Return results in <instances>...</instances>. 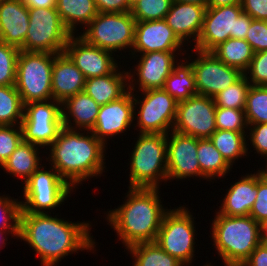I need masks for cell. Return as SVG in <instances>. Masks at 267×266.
Wrapping results in <instances>:
<instances>
[{
  "label": "cell",
  "instance_id": "1",
  "mask_svg": "<svg viewBox=\"0 0 267 266\" xmlns=\"http://www.w3.org/2000/svg\"><path fill=\"white\" fill-rule=\"evenodd\" d=\"M90 223L68 222L48 213H21L19 237L39 255L41 266H57L68 254L94 250Z\"/></svg>",
  "mask_w": 267,
  "mask_h": 266
},
{
  "label": "cell",
  "instance_id": "2",
  "mask_svg": "<svg viewBox=\"0 0 267 266\" xmlns=\"http://www.w3.org/2000/svg\"><path fill=\"white\" fill-rule=\"evenodd\" d=\"M86 133L63 127L48 147L49 163L72 188L89 177H101L105 168L107 146L91 131Z\"/></svg>",
  "mask_w": 267,
  "mask_h": 266
},
{
  "label": "cell",
  "instance_id": "3",
  "mask_svg": "<svg viewBox=\"0 0 267 266\" xmlns=\"http://www.w3.org/2000/svg\"><path fill=\"white\" fill-rule=\"evenodd\" d=\"M159 188L129 187L127 199L117 209L108 211L107 222L126 248L156 241L165 213Z\"/></svg>",
  "mask_w": 267,
  "mask_h": 266
},
{
  "label": "cell",
  "instance_id": "4",
  "mask_svg": "<svg viewBox=\"0 0 267 266\" xmlns=\"http://www.w3.org/2000/svg\"><path fill=\"white\" fill-rule=\"evenodd\" d=\"M212 239L225 266H241L262 242L260 224L249 216H224L216 212Z\"/></svg>",
  "mask_w": 267,
  "mask_h": 266
},
{
  "label": "cell",
  "instance_id": "5",
  "mask_svg": "<svg viewBox=\"0 0 267 266\" xmlns=\"http://www.w3.org/2000/svg\"><path fill=\"white\" fill-rule=\"evenodd\" d=\"M130 158L129 187L159 188L167 181L166 134H139Z\"/></svg>",
  "mask_w": 267,
  "mask_h": 266
},
{
  "label": "cell",
  "instance_id": "6",
  "mask_svg": "<svg viewBox=\"0 0 267 266\" xmlns=\"http://www.w3.org/2000/svg\"><path fill=\"white\" fill-rule=\"evenodd\" d=\"M57 54L22 51L18 54L15 88L23 104L52 100V66Z\"/></svg>",
  "mask_w": 267,
  "mask_h": 266
},
{
  "label": "cell",
  "instance_id": "7",
  "mask_svg": "<svg viewBox=\"0 0 267 266\" xmlns=\"http://www.w3.org/2000/svg\"><path fill=\"white\" fill-rule=\"evenodd\" d=\"M252 20L243 12L241 4L207 7L202 30L193 49L211 52L229 38L245 39Z\"/></svg>",
  "mask_w": 267,
  "mask_h": 266
},
{
  "label": "cell",
  "instance_id": "8",
  "mask_svg": "<svg viewBox=\"0 0 267 266\" xmlns=\"http://www.w3.org/2000/svg\"><path fill=\"white\" fill-rule=\"evenodd\" d=\"M43 167L40 166L24 182L21 213H48L70 196L69 193L73 188L52 166L48 171Z\"/></svg>",
  "mask_w": 267,
  "mask_h": 266
},
{
  "label": "cell",
  "instance_id": "9",
  "mask_svg": "<svg viewBox=\"0 0 267 266\" xmlns=\"http://www.w3.org/2000/svg\"><path fill=\"white\" fill-rule=\"evenodd\" d=\"M135 26L131 12H99L79 36L88 44L114 53L133 47Z\"/></svg>",
  "mask_w": 267,
  "mask_h": 266
},
{
  "label": "cell",
  "instance_id": "10",
  "mask_svg": "<svg viewBox=\"0 0 267 266\" xmlns=\"http://www.w3.org/2000/svg\"><path fill=\"white\" fill-rule=\"evenodd\" d=\"M71 35L55 7L29 8V27L20 50L61 54Z\"/></svg>",
  "mask_w": 267,
  "mask_h": 266
},
{
  "label": "cell",
  "instance_id": "11",
  "mask_svg": "<svg viewBox=\"0 0 267 266\" xmlns=\"http://www.w3.org/2000/svg\"><path fill=\"white\" fill-rule=\"evenodd\" d=\"M194 217L188 208L169 209L162 220L156 243L184 266L192 263L195 252Z\"/></svg>",
  "mask_w": 267,
  "mask_h": 266
},
{
  "label": "cell",
  "instance_id": "12",
  "mask_svg": "<svg viewBox=\"0 0 267 266\" xmlns=\"http://www.w3.org/2000/svg\"><path fill=\"white\" fill-rule=\"evenodd\" d=\"M62 105L56 100L30 102L24 105L21 121L23 141L49 147L63 128Z\"/></svg>",
  "mask_w": 267,
  "mask_h": 266
},
{
  "label": "cell",
  "instance_id": "13",
  "mask_svg": "<svg viewBox=\"0 0 267 266\" xmlns=\"http://www.w3.org/2000/svg\"><path fill=\"white\" fill-rule=\"evenodd\" d=\"M142 101L134 96V115L137 111L138 134H168L173 130L178 102L163 88L143 91Z\"/></svg>",
  "mask_w": 267,
  "mask_h": 266
},
{
  "label": "cell",
  "instance_id": "14",
  "mask_svg": "<svg viewBox=\"0 0 267 266\" xmlns=\"http://www.w3.org/2000/svg\"><path fill=\"white\" fill-rule=\"evenodd\" d=\"M216 105L212 97L193 95L178 102L173 131L195 138H209L216 130Z\"/></svg>",
  "mask_w": 267,
  "mask_h": 266
},
{
  "label": "cell",
  "instance_id": "15",
  "mask_svg": "<svg viewBox=\"0 0 267 266\" xmlns=\"http://www.w3.org/2000/svg\"><path fill=\"white\" fill-rule=\"evenodd\" d=\"M194 51L198 57L191 61V65L200 95L213 98L243 75L238 69L224 64L212 52Z\"/></svg>",
  "mask_w": 267,
  "mask_h": 266
},
{
  "label": "cell",
  "instance_id": "16",
  "mask_svg": "<svg viewBox=\"0 0 267 266\" xmlns=\"http://www.w3.org/2000/svg\"><path fill=\"white\" fill-rule=\"evenodd\" d=\"M171 133L170 137L166 134L167 180L194 176L207 179L201 173L197 158L198 138L173 130Z\"/></svg>",
  "mask_w": 267,
  "mask_h": 266
},
{
  "label": "cell",
  "instance_id": "17",
  "mask_svg": "<svg viewBox=\"0 0 267 266\" xmlns=\"http://www.w3.org/2000/svg\"><path fill=\"white\" fill-rule=\"evenodd\" d=\"M64 53L83 73L85 79L111 74L118 67L111 51L88 44L80 36L69 37Z\"/></svg>",
  "mask_w": 267,
  "mask_h": 266
},
{
  "label": "cell",
  "instance_id": "18",
  "mask_svg": "<svg viewBox=\"0 0 267 266\" xmlns=\"http://www.w3.org/2000/svg\"><path fill=\"white\" fill-rule=\"evenodd\" d=\"M177 51H154L146 54H140L139 63L135 66L133 74L128 71L129 91L133 93L134 85H139V91L143 92L151 89H162L166 78L172 72L175 63ZM137 71V73H136ZM137 75L136 78H133ZM133 82L135 84H133ZM132 83V84H131Z\"/></svg>",
  "mask_w": 267,
  "mask_h": 266
},
{
  "label": "cell",
  "instance_id": "19",
  "mask_svg": "<svg viewBox=\"0 0 267 266\" xmlns=\"http://www.w3.org/2000/svg\"><path fill=\"white\" fill-rule=\"evenodd\" d=\"M134 119L133 93L128 91L120 99L100 106L91 132L106 146L107 137L124 133Z\"/></svg>",
  "mask_w": 267,
  "mask_h": 266
},
{
  "label": "cell",
  "instance_id": "20",
  "mask_svg": "<svg viewBox=\"0 0 267 266\" xmlns=\"http://www.w3.org/2000/svg\"><path fill=\"white\" fill-rule=\"evenodd\" d=\"M183 43L172 28L162 20L136 21L133 51L131 55L154 51H180ZM136 52V53H135Z\"/></svg>",
  "mask_w": 267,
  "mask_h": 266
},
{
  "label": "cell",
  "instance_id": "21",
  "mask_svg": "<svg viewBox=\"0 0 267 266\" xmlns=\"http://www.w3.org/2000/svg\"><path fill=\"white\" fill-rule=\"evenodd\" d=\"M29 27V8L22 0H0V41L21 48Z\"/></svg>",
  "mask_w": 267,
  "mask_h": 266
},
{
  "label": "cell",
  "instance_id": "22",
  "mask_svg": "<svg viewBox=\"0 0 267 266\" xmlns=\"http://www.w3.org/2000/svg\"><path fill=\"white\" fill-rule=\"evenodd\" d=\"M206 8L199 4L173 1L164 20L183 43L192 38L196 44L202 30Z\"/></svg>",
  "mask_w": 267,
  "mask_h": 266
},
{
  "label": "cell",
  "instance_id": "23",
  "mask_svg": "<svg viewBox=\"0 0 267 266\" xmlns=\"http://www.w3.org/2000/svg\"><path fill=\"white\" fill-rule=\"evenodd\" d=\"M85 77L63 52L57 54L52 66L53 100L63 103L67 98L84 91Z\"/></svg>",
  "mask_w": 267,
  "mask_h": 266
},
{
  "label": "cell",
  "instance_id": "24",
  "mask_svg": "<svg viewBox=\"0 0 267 266\" xmlns=\"http://www.w3.org/2000/svg\"><path fill=\"white\" fill-rule=\"evenodd\" d=\"M218 214L224 216H249L258 193L257 174H247L226 192Z\"/></svg>",
  "mask_w": 267,
  "mask_h": 266
},
{
  "label": "cell",
  "instance_id": "25",
  "mask_svg": "<svg viewBox=\"0 0 267 266\" xmlns=\"http://www.w3.org/2000/svg\"><path fill=\"white\" fill-rule=\"evenodd\" d=\"M63 127L68 129L91 131L96 123L100 105L85 91L67 98L62 103ZM75 122L72 126L70 120ZM77 127V128H76ZM83 129V130H82Z\"/></svg>",
  "mask_w": 267,
  "mask_h": 266
},
{
  "label": "cell",
  "instance_id": "26",
  "mask_svg": "<svg viewBox=\"0 0 267 266\" xmlns=\"http://www.w3.org/2000/svg\"><path fill=\"white\" fill-rule=\"evenodd\" d=\"M118 68L111 74L85 80L84 91L100 106L120 99L129 91L128 72H120Z\"/></svg>",
  "mask_w": 267,
  "mask_h": 266
},
{
  "label": "cell",
  "instance_id": "27",
  "mask_svg": "<svg viewBox=\"0 0 267 266\" xmlns=\"http://www.w3.org/2000/svg\"><path fill=\"white\" fill-rule=\"evenodd\" d=\"M55 8L65 28L72 35L75 34L78 24L87 26L99 13L95 0H56Z\"/></svg>",
  "mask_w": 267,
  "mask_h": 266
},
{
  "label": "cell",
  "instance_id": "28",
  "mask_svg": "<svg viewBox=\"0 0 267 266\" xmlns=\"http://www.w3.org/2000/svg\"><path fill=\"white\" fill-rule=\"evenodd\" d=\"M38 147L22 140L1 168L26 182L42 165L40 164L41 159L38 157V153H40Z\"/></svg>",
  "mask_w": 267,
  "mask_h": 266
},
{
  "label": "cell",
  "instance_id": "29",
  "mask_svg": "<svg viewBox=\"0 0 267 266\" xmlns=\"http://www.w3.org/2000/svg\"><path fill=\"white\" fill-rule=\"evenodd\" d=\"M181 62L174 65L163 87L177 102L187 100L198 94L191 62L188 63L187 59L186 62Z\"/></svg>",
  "mask_w": 267,
  "mask_h": 266
},
{
  "label": "cell",
  "instance_id": "30",
  "mask_svg": "<svg viewBox=\"0 0 267 266\" xmlns=\"http://www.w3.org/2000/svg\"><path fill=\"white\" fill-rule=\"evenodd\" d=\"M224 64L245 74L254 52L245 39L229 38L211 51Z\"/></svg>",
  "mask_w": 267,
  "mask_h": 266
},
{
  "label": "cell",
  "instance_id": "31",
  "mask_svg": "<svg viewBox=\"0 0 267 266\" xmlns=\"http://www.w3.org/2000/svg\"><path fill=\"white\" fill-rule=\"evenodd\" d=\"M245 133L217 129L209 137L215 148L231 167L234 165L233 163H235L236 159L246 156L248 153L249 149L247 147Z\"/></svg>",
  "mask_w": 267,
  "mask_h": 266
},
{
  "label": "cell",
  "instance_id": "32",
  "mask_svg": "<svg viewBox=\"0 0 267 266\" xmlns=\"http://www.w3.org/2000/svg\"><path fill=\"white\" fill-rule=\"evenodd\" d=\"M197 158L201 173L208 181L216 178V176L225 178L226 173L232 168L209 138H198Z\"/></svg>",
  "mask_w": 267,
  "mask_h": 266
},
{
  "label": "cell",
  "instance_id": "33",
  "mask_svg": "<svg viewBox=\"0 0 267 266\" xmlns=\"http://www.w3.org/2000/svg\"><path fill=\"white\" fill-rule=\"evenodd\" d=\"M134 257L133 266H183L177 258L164 251L155 241L137 243L125 248Z\"/></svg>",
  "mask_w": 267,
  "mask_h": 266
},
{
  "label": "cell",
  "instance_id": "34",
  "mask_svg": "<svg viewBox=\"0 0 267 266\" xmlns=\"http://www.w3.org/2000/svg\"><path fill=\"white\" fill-rule=\"evenodd\" d=\"M24 104L15 85L0 86V125H20Z\"/></svg>",
  "mask_w": 267,
  "mask_h": 266
},
{
  "label": "cell",
  "instance_id": "35",
  "mask_svg": "<svg viewBox=\"0 0 267 266\" xmlns=\"http://www.w3.org/2000/svg\"><path fill=\"white\" fill-rule=\"evenodd\" d=\"M244 111L248 126L267 123V86H250Z\"/></svg>",
  "mask_w": 267,
  "mask_h": 266
},
{
  "label": "cell",
  "instance_id": "36",
  "mask_svg": "<svg viewBox=\"0 0 267 266\" xmlns=\"http://www.w3.org/2000/svg\"><path fill=\"white\" fill-rule=\"evenodd\" d=\"M251 84L243 74L235 83L213 97L216 107L244 109Z\"/></svg>",
  "mask_w": 267,
  "mask_h": 266
},
{
  "label": "cell",
  "instance_id": "37",
  "mask_svg": "<svg viewBox=\"0 0 267 266\" xmlns=\"http://www.w3.org/2000/svg\"><path fill=\"white\" fill-rule=\"evenodd\" d=\"M173 0H140L131 8L136 21L162 20L169 12Z\"/></svg>",
  "mask_w": 267,
  "mask_h": 266
},
{
  "label": "cell",
  "instance_id": "38",
  "mask_svg": "<svg viewBox=\"0 0 267 266\" xmlns=\"http://www.w3.org/2000/svg\"><path fill=\"white\" fill-rule=\"evenodd\" d=\"M20 49L0 41V86L15 85Z\"/></svg>",
  "mask_w": 267,
  "mask_h": 266
},
{
  "label": "cell",
  "instance_id": "39",
  "mask_svg": "<svg viewBox=\"0 0 267 266\" xmlns=\"http://www.w3.org/2000/svg\"><path fill=\"white\" fill-rule=\"evenodd\" d=\"M215 122L219 130L245 132L248 128L244 109L216 107Z\"/></svg>",
  "mask_w": 267,
  "mask_h": 266
},
{
  "label": "cell",
  "instance_id": "40",
  "mask_svg": "<svg viewBox=\"0 0 267 266\" xmlns=\"http://www.w3.org/2000/svg\"><path fill=\"white\" fill-rule=\"evenodd\" d=\"M17 200L11 196H0V230H19L22 208Z\"/></svg>",
  "mask_w": 267,
  "mask_h": 266
},
{
  "label": "cell",
  "instance_id": "41",
  "mask_svg": "<svg viewBox=\"0 0 267 266\" xmlns=\"http://www.w3.org/2000/svg\"><path fill=\"white\" fill-rule=\"evenodd\" d=\"M22 140L20 125H0V166L10 157Z\"/></svg>",
  "mask_w": 267,
  "mask_h": 266
},
{
  "label": "cell",
  "instance_id": "42",
  "mask_svg": "<svg viewBox=\"0 0 267 266\" xmlns=\"http://www.w3.org/2000/svg\"><path fill=\"white\" fill-rule=\"evenodd\" d=\"M245 77L253 86H267V51L254 53Z\"/></svg>",
  "mask_w": 267,
  "mask_h": 266
},
{
  "label": "cell",
  "instance_id": "43",
  "mask_svg": "<svg viewBox=\"0 0 267 266\" xmlns=\"http://www.w3.org/2000/svg\"><path fill=\"white\" fill-rule=\"evenodd\" d=\"M245 40L254 53L267 51V21L253 19Z\"/></svg>",
  "mask_w": 267,
  "mask_h": 266
},
{
  "label": "cell",
  "instance_id": "44",
  "mask_svg": "<svg viewBox=\"0 0 267 266\" xmlns=\"http://www.w3.org/2000/svg\"><path fill=\"white\" fill-rule=\"evenodd\" d=\"M259 224L267 220V178L258 170V193L249 214Z\"/></svg>",
  "mask_w": 267,
  "mask_h": 266
},
{
  "label": "cell",
  "instance_id": "45",
  "mask_svg": "<svg viewBox=\"0 0 267 266\" xmlns=\"http://www.w3.org/2000/svg\"><path fill=\"white\" fill-rule=\"evenodd\" d=\"M250 143L261 157H267V123H260L249 126Z\"/></svg>",
  "mask_w": 267,
  "mask_h": 266
},
{
  "label": "cell",
  "instance_id": "46",
  "mask_svg": "<svg viewBox=\"0 0 267 266\" xmlns=\"http://www.w3.org/2000/svg\"><path fill=\"white\" fill-rule=\"evenodd\" d=\"M241 7L252 19L267 21V0H242Z\"/></svg>",
  "mask_w": 267,
  "mask_h": 266
},
{
  "label": "cell",
  "instance_id": "47",
  "mask_svg": "<svg viewBox=\"0 0 267 266\" xmlns=\"http://www.w3.org/2000/svg\"><path fill=\"white\" fill-rule=\"evenodd\" d=\"M98 12L124 13L131 12L127 0H95Z\"/></svg>",
  "mask_w": 267,
  "mask_h": 266
},
{
  "label": "cell",
  "instance_id": "48",
  "mask_svg": "<svg viewBox=\"0 0 267 266\" xmlns=\"http://www.w3.org/2000/svg\"><path fill=\"white\" fill-rule=\"evenodd\" d=\"M241 266H267V243L261 242Z\"/></svg>",
  "mask_w": 267,
  "mask_h": 266
},
{
  "label": "cell",
  "instance_id": "49",
  "mask_svg": "<svg viewBox=\"0 0 267 266\" xmlns=\"http://www.w3.org/2000/svg\"><path fill=\"white\" fill-rule=\"evenodd\" d=\"M28 8H49L56 6V0H22Z\"/></svg>",
  "mask_w": 267,
  "mask_h": 266
},
{
  "label": "cell",
  "instance_id": "50",
  "mask_svg": "<svg viewBox=\"0 0 267 266\" xmlns=\"http://www.w3.org/2000/svg\"><path fill=\"white\" fill-rule=\"evenodd\" d=\"M242 0H209L207 7H220L241 4Z\"/></svg>",
  "mask_w": 267,
  "mask_h": 266
},
{
  "label": "cell",
  "instance_id": "51",
  "mask_svg": "<svg viewBox=\"0 0 267 266\" xmlns=\"http://www.w3.org/2000/svg\"><path fill=\"white\" fill-rule=\"evenodd\" d=\"M6 236V235H9V234H13V237L17 236L19 237V230H0V244H3V247L6 245L5 241H7L8 238H3L2 236ZM6 234V235H5Z\"/></svg>",
  "mask_w": 267,
  "mask_h": 266
},
{
  "label": "cell",
  "instance_id": "52",
  "mask_svg": "<svg viewBox=\"0 0 267 266\" xmlns=\"http://www.w3.org/2000/svg\"><path fill=\"white\" fill-rule=\"evenodd\" d=\"M261 240L263 243H267V220L260 223Z\"/></svg>",
  "mask_w": 267,
  "mask_h": 266
},
{
  "label": "cell",
  "instance_id": "53",
  "mask_svg": "<svg viewBox=\"0 0 267 266\" xmlns=\"http://www.w3.org/2000/svg\"><path fill=\"white\" fill-rule=\"evenodd\" d=\"M175 2L181 3H191V4H199L201 6L207 7L209 0H173Z\"/></svg>",
  "mask_w": 267,
  "mask_h": 266
},
{
  "label": "cell",
  "instance_id": "54",
  "mask_svg": "<svg viewBox=\"0 0 267 266\" xmlns=\"http://www.w3.org/2000/svg\"><path fill=\"white\" fill-rule=\"evenodd\" d=\"M139 1L140 0H127V3L129 5V7L132 8Z\"/></svg>",
  "mask_w": 267,
  "mask_h": 266
},
{
  "label": "cell",
  "instance_id": "55",
  "mask_svg": "<svg viewBox=\"0 0 267 266\" xmlns=\"http://www.w3.org/2000/svg\"><path fill=\"white\" fill-rule=\"evenodd\" d=\"M265 162H267V158H266ZM260 171H261L262 175L267 178V165L265 166V169H262Z\"/></svg>",
  "mask_w": 267,
  "mask_h": 266
},
{
  "label": "cell",
  "instance_id": "56",
  "mask_svg": "<svg viewBox=\"0 0 267 266\" xmlns=\"http://www.w3.org/2000/svg\"><path fill=\"white\" fill-rule=\"evenodd\" d=\"M210 264H211V263H209V264L206 263V265L204 264V266H212V265H210Z\"/></svg>",
  "mask_w": 267,
  "mask_h": 266
}]
</instances>
